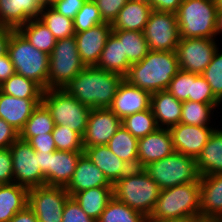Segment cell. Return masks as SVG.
I'll return each instance as SVG.
<instances>
[{"label": "cell", "instance_id": "37", "mask_svg": "<svg viewBox=\"0 0 222 222\" xmlns=\"http://www.w3.org/2000/svg\"><path fill=\"white\" fill-rule=\"evenodd\" d=\"M59 39L75 35L74 21L55 11L52 7L41 8L38 18Z\"/></svg>", "mask_w": 222, "mask_h": 222}, {"label": "cell", "instance_id": "59", "mask_svg": "<svg viewBox=\"0 0 222 222\" xmlns=\"http://www.w3.org/2000/svg\"><path fill=\"white\" fill-rule=\"evenodd\" d=\"M217 10H222V0H214Z\"/></svg>", "mask_w": 222, "mask_h": 222}, {"label": "cell", "instance_id": "27", "mask_svg": "<svg viewBox=\"0 0 222 222\" xmlns=\"http://www.w3.org/2000/svg\"><path fill=\"white\" fill-rule=\"evenodd\" d=\"M152 11V7L146 3L129 0L111 24L112 30L143 32Z\"/></svg>", "mask_w": 222, "mask_h": 222}, {"label": "cell", "instance_id": "60", "mask_svg": "<svg viewBox=\"0 0 222 222\" xmlns=\"http://www.w3.org/2000/svg\"><path fill=\"white\" fill-rule=\"evenodd\" d=\"M131 1L142 2V3H146L148 5H151V2H152V0H131Z\"/></svg>", "mask_w": 222, "mask_h": 222}, {"label": "cell", "instance_id": "21", "mask_svg": "<svg viewBox=\"0 0 222 222\" xmlns=\"http://www.w3.org/2000/svg\"><path fill=\"white\" fill-rule=\"evenodd\" d=\"M84 153L104 173L112 185L133 169L116 156L107 145L85 147Z\"/></svg>", "mask_w": 222, "mask_h": 222}, {"label": "cell", "instance_id": "40", "mask_svg": "<svg viewBox=\"0 0 222 222\" xmlns=\"http://www.w3.org/2000/svg\"><path fill=\"white\" fill-rule=\"evenodd\" d=\"M56 149L60 151H84L83 137L67 126L55 125L52 131Z\"/></svg>", "mask_w": 222, "mask_h": 222}, {"label": "cell", "instance_id": "36", "mask_svg": "<svg viewBox=\"0 0 222 222\" xmlns=\"http://www.w3.org/2000/svg\"><path fill=\"white\" fill-rule=\"evenodd\" d=\"M54 126L55 124L50 112L41 103L26 121L24 128L19 133V137L22 140L28 141L31 137L39 134L52 133Z\"/></svg>", "mask_w": 222, "mask_h": 222}, {"label": "cell", "instance_id": "33", "mask_svg": "<svg viewBox=\"0 0 222 222\" xmlns=\"http://www.w3.org/2000/svg\"><path fill=\"white\" fill-rule=\"evenodd\" d=\"M18 31L36 49L51 54L57 39L52 32L39 20L31 19Z\"/></svg>", "mask_w": 222, "mask_h": 222}, {"label": "cell", "instance_id": "35", "mask_svg": "<svg viewBox=\"0 0 222 222\" xmlns=\"http://www.w3.org/2000/svg\"><path fill=\"white\" fill-rule=\"evenodd\" d=\"M0 90L21 99H42L43 95V89L37 83L16 73L0 86Z\"/></svg>", "mask_w": 222, "mask_h": 222}, {"label": "cell", "instance_id": "45", "mask_svg": "<svg viewBox=\"0 0 222 222\" xmlns=\"http://www.w3.org/2000/svg\"><path fill=\"white\" fill-rule=\"evenodd\" d=\"M62 222H96L93 218L89 217L79 206L73 197H69L66 201Z\"/></svg>", "mask_w": 222, "mask_h": 222}, {"label": "cell", "instance_id": "31", "mask_svg": "<svg viewBox=\"0 0 222 222\" xmlns=\"http://www.w3.org/2000/svg\"><path fill=\"white\" fill-rule=\"evenodd\" d=\"M107 146L133 169L138 168V138L134 137L122 125L111 137Z\"/></svg>", "mask_w": 222, "mask_h": 222}, {"label": "cell", "instance_id": "1", "mask_svg": "<svg viewBox=\"0 0 222 222\" xmlns=\"http://www.w3.org/2000/svg\"><path fill=\"white\" fill-rule=\"evenodd\" d=\"M123 79L115 72L85 67L63 90L91 109L109 108Z\"/></svg>", "mask_w": 222, "mask_h": 222}, {"label": "cell", "instance_id": "42", "mask_svg": "<svg viewBox=\"0 0 222 222\" xmlns=\"http://www.w3.org/2000/svg\"><path fill=\"white\" fill-rule=\"evenodd\" d=\"M214 53L210 64L201 74L209 83L215 97L222 103V50Z\"/></svg>", "mask_w": 222, "mask_h": 222}, {"label": "cell", "instance_id": "53", "mask_svg": "<svg viewBox=\"0 0 222 222\" xmlns=\"http://www.w3.org/2000/svg\"><path fill=\"white\" fill-rule=\"evenodd\" d=\"M9 222H38V219L27 205L23 210L17 212Z\"/></svg>", "mask_w": 222, "mask_h": 222}, {"label": "cell", "instance_id": "15", "mask_svg": "<svg viewBox=\"0 0 222 222\" xmlns=\"http://www.w3.org/2000/svg\"><path fill=\"white\" fill-rule=\"evenodd\" d=\"M217 126H194L178 123L169 128L176 152L197 158Z\"/></svg>", "mask_w": 222, "mask_h": 222}, {"label": "cell", "instance_id": "23", "mask_svg": "<svg viewBox=\"0 0 222 222\" xmlns=\"http://www.w3.org/2000/svg\"><path fill=\"white\" fill-rule=\"evenodd\" d=\"M41 102L42 99L16 98L0 90V118L20 133L26 121Z\"/></svg>", "mask_w": 222, "mask_h": 222}, {"label": "cell", "instance_id": "5", "mask_svg": "<svg viewBox=\"0 0 222 222\" xmlns=\"http://www.w3.org/2000/svg\"><path fill=\"white\" fill-rule=\"evenodd\" d=\"M184 216H200V182L161 190L147 222Z\"/></svg>", "mask_w": 222, "mask_h": 222}, {"label": "cell", "instance_id": "46", "mask_svg": "<svg viewBox=\"0 0 222 222\" xmlns=\"http://www.w3.org/2000/svg\"><path fill=\"white\" fill-rule=\"evenodd\" d=\"M129 0H94L104 22L112 24Z\"/></svg>", "mask_w": 222, "mask_h": 222}, {"label": "cell", "instance_id": "38", "mask_svg": "<svg viewBox=\"0 0 222 222\" xmlns=\"http://www.w3.org/2000/svg\"><path fill=\"white\" fill-rule=\"evenodd\" d=\"M96 222H147V217L113 196Z\"/></svg>", "mask_w": 222, "mask_h": 222}, {"label": "cell", "instance_id": "56", "mask_svg": "<svg viewBox=\"0 0 222 222\" xmlns=\"http://www.w3.org/2000/svg\"><path fill=\"white\" fill-rule=\"evenodd\" d=\"M200 216H184L179 218H171L165 220H158L153 222H205Z\"/></svg>", "mask_w": 222, "mask_h": 222}, {"label": "cell", "instance_id": "25", "mask_svg": "<svg viewBox=\"0 0 222 222\" xmlns=\"http://www.w3.org/2000/svg\"><path fill=\"white\" fill-rule=\"evenodd\" d=\"M150 108L154 114L158 128L169 129L180 123L182 101L177 100L167 90L151 94Z\"/></svg>", "mask_w": 222, "mask_h": 222}, {"label": "cell", "instance_id": "30", "mask_svg": "<svg viewBox=\"0 0 222 222\" xmlns=\"http://www.w3.org/2000/svg\"><path fill=\"white\" fill-rule=\"evenodd\" d=\"M130 66L131 64L127 58H123L121 41L112 32L107 39L106 45L95 67L101 70L115 72L125 77L129 72Z\"/></svg>", "mask_w": 222, "mask_h": 222}, {"label": "cell", "instance_id": "3", "mask_svg": "<svg viewBox=\"0 0 222 222\" xmlns=\"http://www.w3.org/2000/svg\"><path fill=\"white\" fill-rule=\"evenodd\" d=\"M160 187L143 168L132 169L113 185V196L149 217L160 195Z\"/></svg>", "mask_w": 222, "mask_h": 222}, {"label": "cell", "instance_id": "6", "mask_svg": "<svg viewBox=\"0 0 222 222\" xmlns=\"http://www.w3.org/2000/svg\"><path fill=\"white\" fill-rule=\"evenodd\" d=\"M176 14L180 38L216 39L214 0H182Z\"/></svg>", "mask_w": 222, "mask_h": 222}, {"label": "cell", "instance_id": "43", "mask_svg": "<svg viewBox=\"0 0 222 222\" xmlns=\"http://www.w3.org/2000/svg\"><path fill=\"white\" fill-rule=\"evenodd\" d=\"M192 82H194V73L180 70L172 78L166 90L177 100L192 101Z\"/></svg>", "mask_w": 222, "mask_h": 222}, {"label": "cell", "instance_id": "16", "mask_svg": "<svg viewBox=\"0 0 222 222\" xmlns=\"http://www.w3.org/2000/svg\"><path fill=\"white\" fill-rule=\"evenodd\" d=\"M110 23L104 22L86 31L75 33L79 56L86 67L96 66L109 35Z\"/></svg>", "mask_w": 222, "mask_h": 222}, {"label": "cell", "instance_id": "26", "mask_svg": "<svg viewBox=\"0 0 222 222\" xmlns=\"http://www.w3.org/2000/svg\"><path fill=\"white\" fill-rule=\"evenodd\" d=\"M218 127L196 158V169L200 176L222 173V127Z\"/></svg>", "mask_w": 222, "mask_h": 222}, {"label": "cell", "instance_id": "32", "mask_svg": "<svg viewBox=\"0 0 222 222\" xmlns=\"http://www.w3.org/2000/svg\"><path fill=\"white\" fill-rule=\"evenodd\" d=\"M216 108L222 110L220 104H206L189 100L182 101L180 123L194 126H214L212 118L215 117L216 113L220 114V112H217L218 110Z\"/></svg>", "mask_w": 222, "mask_h": 222}, {"label": "cell", "instance_id": "44", "mask_svg": "<svg viewBox=\"0 0 222 222\" xmlns=\"http://www.w3.org/2000/svg\"><path fill=\"white\" fill-rule=\"evenodd\" d=\"M192 102L206 104H221L211 90L209 83L201 74L194 73V82H192Z\"/></svg>", "mask_w": 222, "mask_h": 222}, {"label": "cell", "instance_id": "9", "mask_svg": "<svg viewBox=\"0 0 222 222\" xmlns=\"http://www.w3.org/2000/svg\"><path fill=\"white\" fill-rule=\"evenodd\" d=\"M85 67L75 36L57 40L49 55L48 89H63Z\"/></svg>", "mask_w": 222, "mask_h": 222}, {"label": "cell", "instance_id": "10", "mask_svg": "<svg viewBox=\"0 0 222 222\" xmlns=\"http://www.w3.org/2000/svg\"><path fill=\"white\" fill-rule=\"evenodd\" d=\"M143 35L152 51H176L180 34L177 14L153 10L144 27Z\"/></svg>", "mask_w": 222, "mask_h": 222}, {"label": "cell", "instance_id": "22", "mask_svg": "<svg viewBox=\"0 0 222 222\" xmlns=\"http://www.w3.org/2000/svg\"><path fill=\"white\" fill-rule=\"evenodd\" d=\"M103 186H113L104 173L83 152L78 160L73 177L66 187L72 197L75 193Z\"/></svg>", "mask_w": 222, "mask_h": 222}, {"label": "cell", "instance_id": "13", "mask_svg": "<svg viewBox=\"0 0 222 222\" xmlns=\"http://www.w3.org/2000/svg\"><path fill=\"white\" fill-rule=\"evenodd\" d=\"M14 183L28 189L44 186V174L41 172L38 153L20 137L10 145Z\"/></svg>", "mask_w": 222, "mask_h": 222}, {"label": "cell", "instance_id": "34", "mask_svg": "<svg viewBox=\"0 0 222 222\" xmlns=\"http://www.w3.org/2000/svg\"><path fill=\"white\" fill-rule=\"evenodd\" d=\"M122 43L123 58L130 64L143 60L149 52L148 44L143 32L112 30Z\"/></svg>", "mask_w": 222, "mask_h": 222}, {"label": "cell", "instance_id": "2", "mask_svg": "<svg viewBox=\"0 0 222 222\" xmlns=\"http://www.w3.org/2000/svg\"><path fill=\"white\" fill-rule=\"evenodd\" d=\"M180 71L176 51H152L136 63L131 64L124 77L131 85L151 94L166 90L172 78Z\"/></svg>", "mask_w": 222, "mask_h": 222}, {"label": "cell", "instance_id": "55", "mask_svg": "<svg viewBox=\"0 0 222 222\" xmlns=\"http://www.w3.org/2000/svg\"><path fill=\"white\" fill-rule=\"evenodd\" d=\"M38 153V161L41 172L44 174V185H47V161L48 152L36 151Z\"/></svg>", "mask_w": 222, "mask_h": 222}, {"label": "cell", "instance_id": "24", "mask_svg": "<svg viewBox=\"0 0 222 222\" xmlns=\"http://www.w3.org/2000/svg\"><path fill=\"white\" fill-rule=\"evenodd\" d=\"M41 8L34 0H0V25L18 30L31 19H38Z\"/></svg>", "mask_w": 222, "mask_h": 222}, {"label": "cell", "instance_id": "48", "mask_svg": "<svg viewBox=\"0 0 222 222\" xmlns=\"http://www.w3.org/2000/svg\"><path fill=\"white\" fill-rule=\"evenodd\" d=\"M85 2L86 0H53L51 7L63 16L74 20Z\"/></svg>", "mask_w": 222, "mask_h": 222}, {"label": "cell", "instance_id": "50", "mask_svg": "<svg viewBox=\"0 0 222 222\" xmlns=\"http://www.w3.org/2000/svg\"><path fill=\"white\" fill-rule=\"evenodd\" d=\"M19 138V132L4 119L0 118V148H10Z\"/></svg>", "mask_w": 222, "mask_h": 222}, {"label": "cell", "instance_id": "7", "mask_svg": "<svg viewBox=\"0 0 222 222\" xmlns=\"http://www.w3.org/2000/svg\"><path fill=\"white\" fill-rule=\"evenodd\" d=\"M143 169L161 190L199 182L200 177L196 169V159L176 151L167 157L147 164Z\"/></svg>", "mask_w": 222, "mask_h": 222}, {"label": "cell", "instance_id": "49", "mask_svg": "<svg viewBox=\"0 0 222 222\" xmlns=\"http://www.w3.org/2000/svg\"><path fill=\"white\" fill-rule=\"evenodd\" d=\"M27 142L34 151L54 152L57 150L52 133L39 134L31 137Z\"/></svg>", "mask_w": 222, "mask_h": 222}, {"label": "cell", "instance_id": "18", "mask_svg": "<svg viewBox=\"0 0 222 222\" xmlns=\"http://www.w3.org/2000/svg\"><path fill=\"white\" fill-rule=\"evenodd\" d=\"M200 217L222 221V173L200 176Z\"/></svg>", "mask_w": 222, "mask_h": 222}, {"label": "cell", "instance_id": "58", "mask_svg": "<svg viewBox=\"0 0 222 222\" xmlns=\"http://www.w3.org/2000/svg\"><path fill=\"white\" fill-rule=\"evenodd\" d=\"M40 8L51 7L53 0H34Z\"/></svg>", "mask_w": 222, "mask_h": 222}, {"label": "cell", "instance_id": "51", "mask_svg": "<svg viewBox=\"0 0 222 222\" xmlns=\"http://www.w3.org/2000/svg\"><path fill=\"white\" fill-rule=\"evenodd\" d=\"M182 0H152L151 7L158 12L177 13Z\"/></svg>", "mask_w": 222, "mask_h": 222}, {"label": "cell", "instance_id": "39", "mask_svg": "<svg viewBox=\"0 0 222 222\" xmlns=\"http://www.w3.org/2000/svg\"><path fill=\"white\" fill-rule=\"evenodd\" d=\"M121 125L138 139L145 137L158 128L151 108L127 115L121 120Z\"/></svg>", "mask_w": 222, "mask_h": 222}, {"label": "cell", "instance_id": "17", "mask_svg": "<svg viewBox=\"0 0 222 222\" xmlns=\"http://www.w3.org/2000/svg\"><path fill=\"white\" fill-rule=\"evenodd\" d=\"M150 104V92L123 79L109 108L122 120L127 115L150 109Z\"/></svg>", "mask_w": 222, "mask_h": 222}, {"label": "cell", "instance_id": "41", "mask_svg": "<svg viewBox=\"0 0 222 222\" xmlns=\"http://www.w3.org/2000/svg\"><path fill=\"white\" fill-rule=\"evenodd\" d=\"M73 21L75 33L86 31L104 23L99 8L94 0H86Z\"/></svg>", "mask_w": 222, "mask_h": 222}, {"label": "cell", "instance_id": "54", "mask_svg": "<svg viewBox=\"0 0 222 222\" xmlns=\"http://www.w3.org/2000/svg\"><path fill=\"white\" fill-rule=\"evenodd\" d=\"M13 29L0 25V56L7 52V44Z\"/></svg>", "mask_w": 222, "mask_h": 222}, {"label": "cell", "instance_id": "61", "mask_svg": "<svg viewBox=\"0 0 222 222\" xmlns=\"http://www.w3.org/2000/svg\"><path fill=\"white\" fill-rule=\"evenodd\" d=\"M205 222H222V221H212V220H206Z\"/></svg>", "mask_w": 222, "mask_h": 222}, {"label": "cell", "instance_id": "19", "mask_svg": "<svg viewBox=\"0 0 222 222\" xmlns=\"http://www.w3.org/2000/svg\"><path fill=\"white\" fill-rule=\"evenodd\" d=\"M174 151L169 129L157 128L138 139V168L167 157Z\"/></svg>", "mask_w": 222, "mask_h": 222}, {"label": "cell", "instance_id": "12", "mask_svg": "<svg viewBox=\"0 0 222 222\" xmlns=\"http://www.w3.org/2000/svg\"><path fill=\"white\" fill-rule=\"evenodd\" d=\"M218 46L221 45L217 39L180 38L176 49L180 70L202 74L210 64Z\"/></svg>", "mask_w": 222, "mask_h": 222}, {"label": "cell", "instance_id": "20", "mask_svg": "<svg viewBox=\"0 0 222 222\" xmlns=\"http://www.w3.org/2000/svg\"><path fill=\"white\" fill-rule=\"evenodd\" d=\"M83 152L60 150L48 152L47 186L66 188L73 177L78 160Z\"/></svg>", "mask_w": 222, "mask_h": 222}, {"label": "cell", "instance_id": "14", "mask_svg": "<svg viewBox=\"0 0 222 222\" xmlns=\"http://www.w3.org/2000/svg\"><path fill=\"white\" fill-rule=\"evenodd\" d=\"M120 126L121 119L110 108L91 109L83 136V147L107 145Z\"/></svg>", "mask_w": 222, "mask_h": 222}, {"label": "cell", "instance_id": "47", "mask_svg": "<svg viewBox=\"0 0 222 222\" xmlns=\"http://www.w3.org/2000/svg\"><path fill=\"white\" fill-rule=\"evenodd\" d=\"M14 183L10 148H0V185Z\"/></svg>", "mask_w": 222, "mask_h": 222}, {"label": "cell", "instance_id": "11", "mask_svg": "<svg viewBox=\"0 0 222 222\" xmlns=\"http://www.w3.org/2000/svg\"><path fill=\"white\" fill-rule=\"evenodd\" d=\"M69 193L64 187L38 186L28 191V206L38 222H62L63 210Z\"/></svg>", "mask_w": 222, "mask_h": 222}, {"label": "cell", "instance_id": "57", "mask_svg": "<svg viewBox=\"0 0 222 222\" xmlns=\"http://www.w3.org/2000/svg\"><path fill=\"white\" fill-rule=\"evenodd\" d=\"M222 35V10H217V19H216V39L218 40V35Z\"/></svg>", "mask_w": 222, "mask_h": 222}, {"label": "cell", "instance_id": "8", "mask_svg": "<svg viewBox=\"0 0 222 222\" xmlns=\"http://www.w3.org/2000/svg\"><path fill=\"white\" fill-rule=\"evenodd\" d=\"M41 103L50 112L55 125L67 126L84 136L91 108L68 95L63 89L43 90Z\"/></svg>", "mask_w": 222, "mask_h": 222}, {"label": "cell", "instance_id": "29", "mask_svg": "<svg viewBox=\"0 0 222 222\" xmlns=\"http://www.w3.org/2000/svg\"><path fill=\"white\" fill-rule=\"evenodd\" d=\"M72 197L89 217L97 221L113 198V186L90 188L75 193Z\"/></svg>", "mask_w": 222, "mask_h": 222}, {"label": "cell", "instance_id": "28", "mask_svg": "<svg viewBox=\"0 0 222 222\" xmlns=\"http://www.w3.org/2000/svg\"><path fill=\"white\" fill-rule=\"evenodd\" d=\"M28 191L16 183L0 185V222H9L28 205Z\"/></svg>", "mask_w": 222, "mask_h": 222}, {"label": "cell", "instance_id": "52", "mask_svg": "<svg viewBox=\"0 0 222 222\" xmlns=\"http://www.w3.org/2000/svg\"><path fill=\"white\" fill-rule=\"evenodd\" d=\"M15 73L14 65L6 52L0 56V86Z\"/></svg>", "mask_w": 222, "mask_h": 222}, {"label": "cell", "instance_id": "4", "mask_svg": "<svg viewBox=\"0 0 222 222\" xmlns=\"http://www.w3.org/2000/svg\"><path fill=\"white\" fill-rule=\"evenodd\" d=\"M7 54L16 74L33 80L43 90L48 89L49 54L36 49L18 30L11 32Z\"/></svg>", "mask_w": 222, "mask_h": 222}]
</instances>
